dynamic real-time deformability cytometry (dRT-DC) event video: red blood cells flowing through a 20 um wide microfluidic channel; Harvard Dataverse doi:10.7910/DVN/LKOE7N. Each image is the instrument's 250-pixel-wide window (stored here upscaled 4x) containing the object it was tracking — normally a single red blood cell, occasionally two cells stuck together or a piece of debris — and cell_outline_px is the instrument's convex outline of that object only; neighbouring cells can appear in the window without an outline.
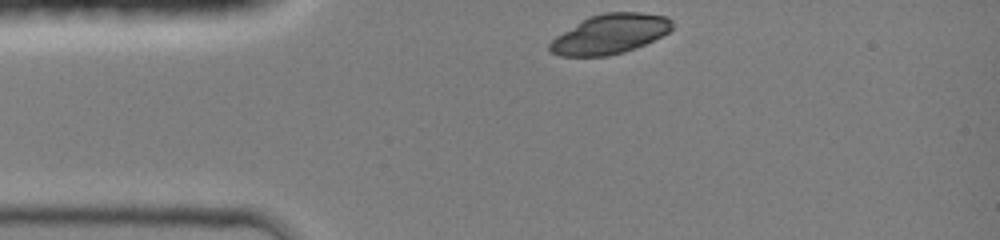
{"species": "common noctule bat (a hibernating species)", "species_latin": "Nyctalus noctula", "temperature_condition": "room temperature", "stored_images_in_passage": 31, "camera_frame_rate_fps": 3000, "um_per_image_px": 0.085, "animal": {"sex": "female", "body_mass_g": 19.0, "forearm_length_mm": 51.5}, "frame": {"image": 1, "passage_image": 1, "time_ms": 0.0, "image_size_px": [1000, 240], "cell_outline_px": [[672, 28], [668, 32], [644, 44], [624, 52], [608, 56], [560, 56], [552, 52], [548, 48], [548, 44], [556, 36], [588, 16], [604, 12], [640, 12], [668, 16], [672, 20]], "centroid_in_image_um": [51.84, 2.88], "position_along_channel_um": 33.2, "area_um2": 28.21}}